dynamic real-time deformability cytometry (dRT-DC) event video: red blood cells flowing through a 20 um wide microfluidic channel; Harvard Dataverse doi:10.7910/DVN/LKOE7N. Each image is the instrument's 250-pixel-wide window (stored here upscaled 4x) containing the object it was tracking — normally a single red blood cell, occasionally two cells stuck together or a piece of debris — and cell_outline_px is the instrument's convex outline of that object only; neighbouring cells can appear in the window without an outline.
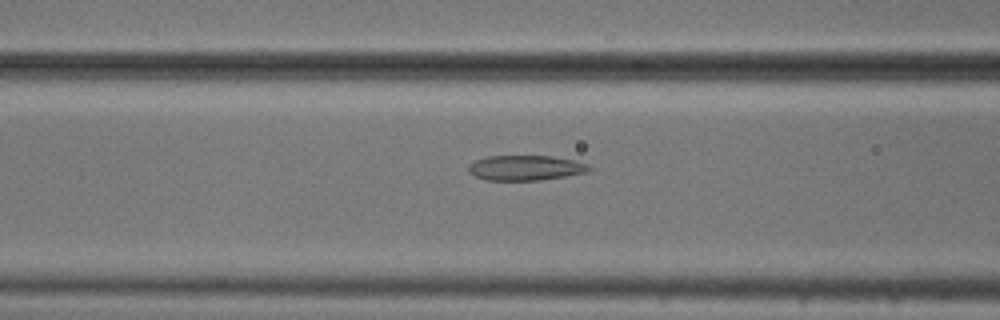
{"species": "common noctule bat (a hibernating species)", "species_latin": "Nyctalus noctula", "temperature_condition": "cold", "stored_images_in_passage": 40, "camera_frame_rate_fps": 3000, "um_per_image_px": 0.085, "animal": {"sex": "male", "body_mass_g": 20.5, "forearm_length_mm": 52.5}, "frame": {"image": 1, "passage_image": 8, "time_ms": 2.333, "image_size_px": [1000, 320], "cell_outline_px": [[592, 168], [588, 172], [540, 180], [484, 180], [468, 172], [468, 164], [476, 160], [488, 156], [552, 156], [576, 160], [588, 164]], "centroid_in_image_um": [44.67, 14.26], "position_along_channel_um": 121.9, "area_um2": 17.69}}
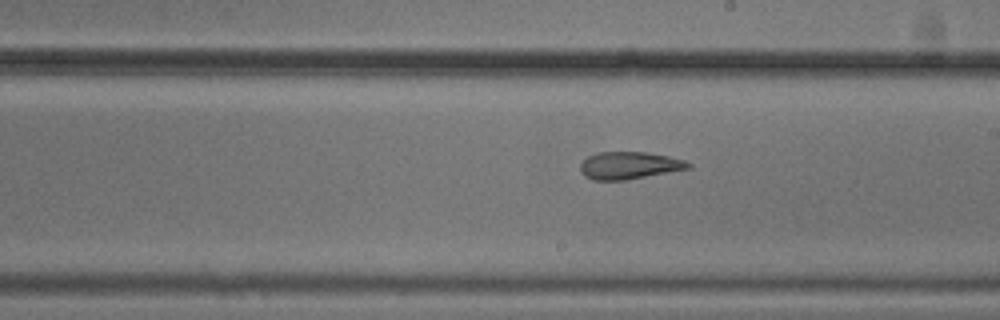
{"frame": {"image": 2, "passage_image": 17, "time_ms": 5.333, "image_size_px": [1000, 320], "cell_outline_px": [[692, 168], [628, 180], [592, 180], [584, 176], [580, 168], [580, 164], [588, 156], [596, 152], [644, 152], [668, 156], [684, 160], [692, 164]], "centroid_in_image_um": [53.5, 14.07], "position_along_channel_um": 235.5, "area_um2": 17.34}}
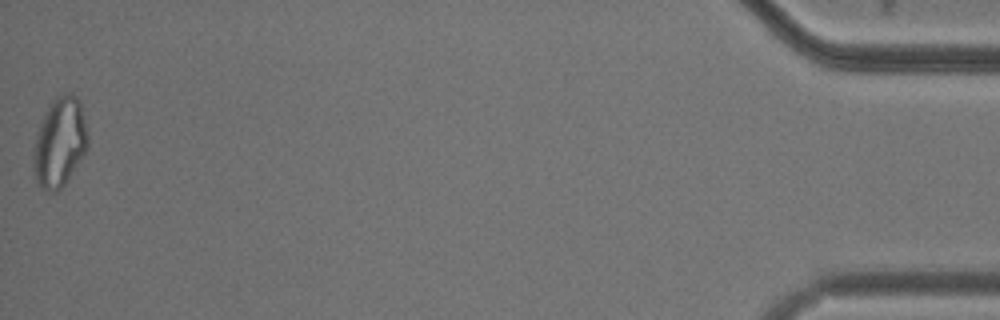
{"frame": {"image": 3, "passage_image": 40, "time_ms": 13.0, "image_size_px": [1000, 320], "cell_outline_px": [[88, 148], [64, 184], [56, 192], [48, 192], [36, 180], [32, 168], [32, 148], [36, 132], [52, 100], [56, 96], [68, 92], [72, 92], [80, 100], [88, 136]], "centroid_in_image_um": [5.05, 12.08], "position_along_channel_um": 430.1, "area_um2": 28.44}, "authors_computed_cell_mechanics": {"area_um2": 18.3804, "velocity_mm_per_s": 3.7784, "shape_relaxation_time_tau1_ms": null, "shape_relaxation_time_tau2_ms": 2.5182, "deformation_change_tau1": null, "deformation_change_tau2": 0.1127}}